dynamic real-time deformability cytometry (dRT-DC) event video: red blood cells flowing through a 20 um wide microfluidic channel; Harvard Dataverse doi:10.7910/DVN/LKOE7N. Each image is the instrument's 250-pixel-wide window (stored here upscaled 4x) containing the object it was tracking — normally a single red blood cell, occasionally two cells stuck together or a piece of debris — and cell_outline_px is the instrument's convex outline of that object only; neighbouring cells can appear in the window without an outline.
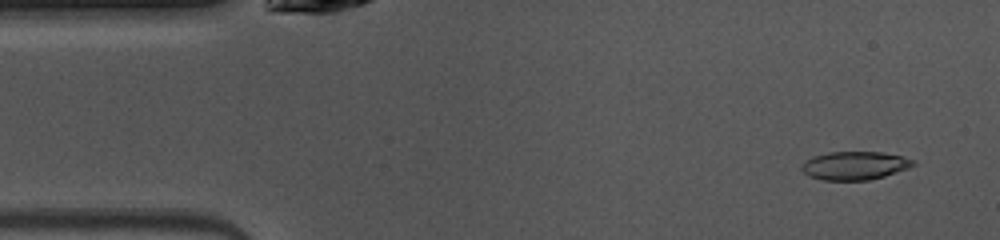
{"species": "common noctule bat (a hibernating species)", "species_latin": "Nyctalus noctula", "temperature_condition": "warm", "stored_images_in_passage": 47, "camera_frame_rate_fps": 3000, "um_per_image_px": 0.085, "animal": {"sex": "female", "body_mass_g": 10.0, "forearm_length_mm": 53.1}, "frame": {"image": 1, "passage_image": 3, "time_ms": 0.667, "image_size_px": [1000, 240], "cell_outline_px": [[916, 164], [908, 168], [884, 176], [868, 180], [820, 180], [808, 176], [800, 168], [812, 156], [828, 152], [880, 152], [900, 156], [916, 160]], "centroid_in_image_um": [72.65, 14.08], "position_along_channel_um": 12.4, "area_um2": 18.32}}
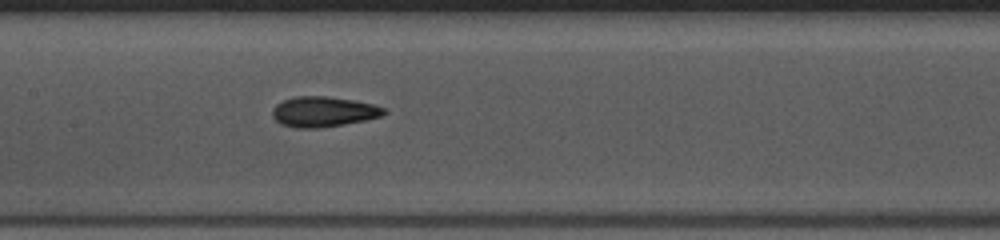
{"frame": {"image": 2, "passage_image": 21, "time_ms": 6.667, "image_size_px": [1000, 240], "cell_outline_px": [[388, 112], [384, 116], [344, 124], [320, 128], [292, 128], [280, 124], [272, 116], [272, 108], [276, 104], [292, 96], [328, 96], [352, 100], [372, 104], [388, 108]], "centroid_in_image_um": [27.49, 9.5], "position_along_channel_um": 179.9, "area_um2": 20.0}}
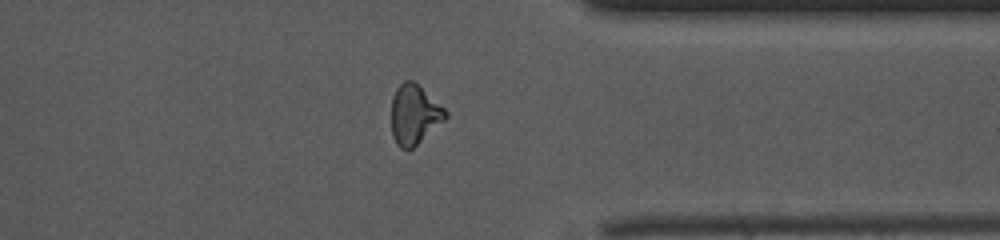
{"frame": {"image": 3, "passage_image": 36, "time_ms": 11.667, "image_size_px": [1000, 240], "cell_outline_px": [[448, 116], [444, 120], [408, 152], [400, 148], [396, 144], [392, 136], [392, 96], [396, 88], [404, 80], [412, 80], [444, 108], [448, 112]], "centroid_in_image_um": [35.19, 9.76], "position_along_channel_um": 376.2, "area_um2": 18.67}, "authors_computed_cell_mechanics": {"area_um2": 19.1318, "velocity_mm_per_s": 4.1002, "shape_relaxation_time_tau1_ms": 6.6812, "shape_relaxation_time_tau2_ms": 2.2246, "deformation_change_tau1": 0.1905, "deformation_change_tau2": 0.0958}}